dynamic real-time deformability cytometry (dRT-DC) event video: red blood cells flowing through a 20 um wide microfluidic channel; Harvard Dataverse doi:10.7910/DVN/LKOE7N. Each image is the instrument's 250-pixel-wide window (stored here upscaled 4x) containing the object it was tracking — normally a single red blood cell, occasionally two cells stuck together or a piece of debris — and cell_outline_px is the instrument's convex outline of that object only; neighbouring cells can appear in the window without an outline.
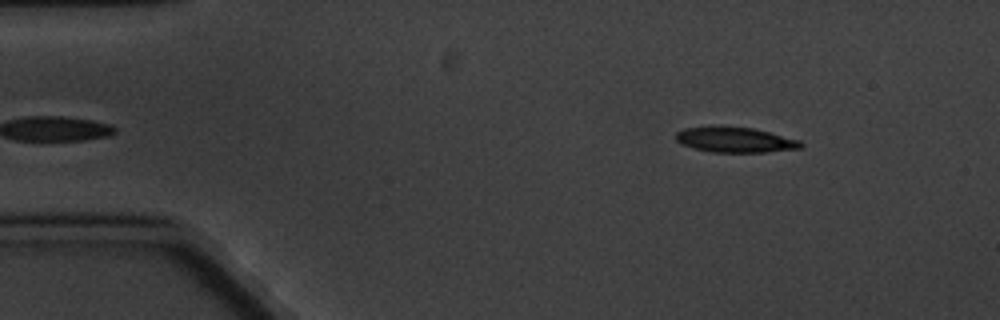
{"species": "common noctule bat (a hibernating species)", "species_latin": "Nyctalus noctula", "temperature_condition": "cold", "stored_images_in_passage": 3, "camera_frame_rate_fps": 3000, "um_per_image_px": 0.085, "animal": {"sex": "male", "body_mass_g": 20.1, "forearm_length_mm": 53.5}, "frame": {"image": 1, "passage_image": 3, "time_ms": 2.667, "image_size_px": [1000, 320], "cell_outline_px": [[804, 144], [800, 148], [764, 152], [712, 152], [680, 144], [676, 140], [676, 132], [684, 128], [752, 128], [800, 140]], "centroid_in_image_um": [62.51, 11.91], "position_along_channel_um": 22.5, "area_um2": 17.69}}